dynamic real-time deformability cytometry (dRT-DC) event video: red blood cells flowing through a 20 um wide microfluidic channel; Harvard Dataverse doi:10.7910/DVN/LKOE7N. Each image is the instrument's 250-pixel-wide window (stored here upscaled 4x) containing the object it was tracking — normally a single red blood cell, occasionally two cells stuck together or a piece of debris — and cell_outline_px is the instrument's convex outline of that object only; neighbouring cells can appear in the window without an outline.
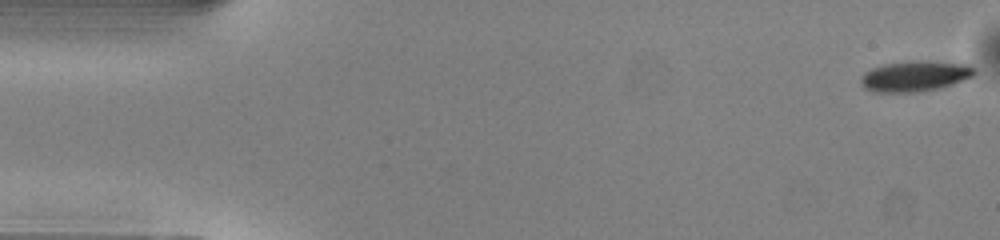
{"species": "common noctule bat (a hibernating species)", "species_latin": "Nyctalus noctula", "temperature_condition": "warm", "stored_images_in_passage": 9, "camera_frame_rate_fps": 3000, "um_per_image_px": 0.085, "animal": {"sex": "male", "body_mass_g": 13.0, "forearm_length_mm": 53.1}, "frame": {"image": 1, "passage_image": 1, "time_ms": 0.0, "image_size_px": [1000, 240], "cell_outline_px": [[976, 72], [972, 76], [952, 84], [940, 88], [916, 92], [872, 92], [864, 88], [860, 84], [860, 76], [864, 72], [872, 68], [884, 64], [968, 64], [976, 68]], "centroid_in_image_um": [77.69, 6.54], "position_along_channel_um": 7.3, "area_um2": 19.13}}